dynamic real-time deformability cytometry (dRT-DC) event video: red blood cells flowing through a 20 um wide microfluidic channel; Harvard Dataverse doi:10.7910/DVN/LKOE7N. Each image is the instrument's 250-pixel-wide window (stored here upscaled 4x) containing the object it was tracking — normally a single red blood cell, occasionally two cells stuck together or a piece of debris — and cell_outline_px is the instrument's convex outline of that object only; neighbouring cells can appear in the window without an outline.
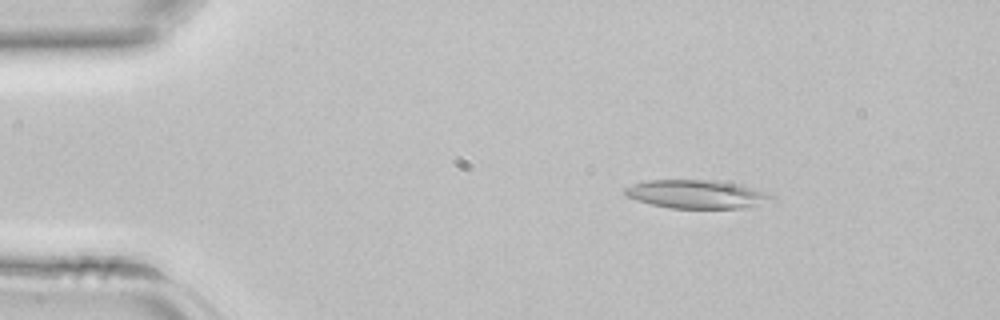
{"species": "common noctule bat (a hibernating species)", "species_latin": "Nyctalus noctula", "temperature_condition": "room temperature", "stored_images_in_passage": 42, "camera_frame_rate_fps": 3000, "um_per_image_px": 0.085, "animal": {"sex": "female", "body_mass_g": 22.7, "forearm_length_mm": 54.2}, "frame": {"image": 1, "passage_image": 7, "time_ms": 2.0, "image_size_px": [1000, 320], "cell_outline_px": [[776, 200], [740, 208], [668, 208], [636, 200], [628, 196], [624, 192], [624, 188], [632, 184], [648, 180], [712, 180], [736, 184], [764, 192], [776, 196]], "centroid_in_image_um": [59.19, 16.51], "position_along_channel_um": 25.8, "area_um2": 24.04}}
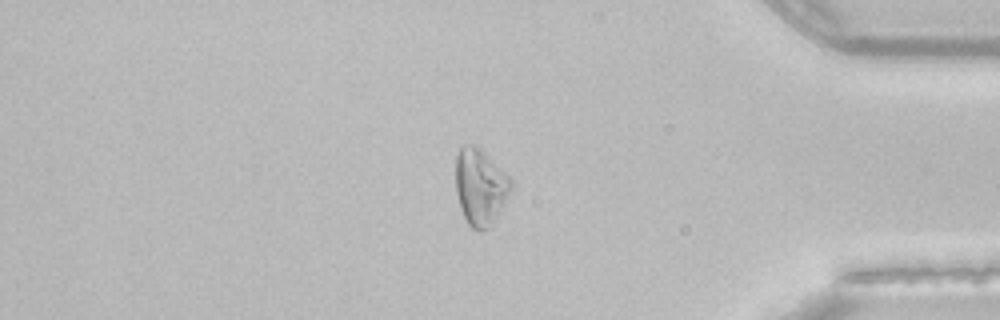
{"frame": {"image": 2, "passage_image": 36, "time_ms": 11.667, "image_size_px": [1000, 320], "cell_outline_px": [[512, 188], [492, 224], [488, 228], [480, 232], [472, 228], [468, 224], [460, 208], [456, 192], [456, 152], [464, 144], [476, 144], [512, 176]], "centroid_in_image_um": [40.83, 15.83], "position_along_channel_um": 394.4, "area_um2": 25.03}}
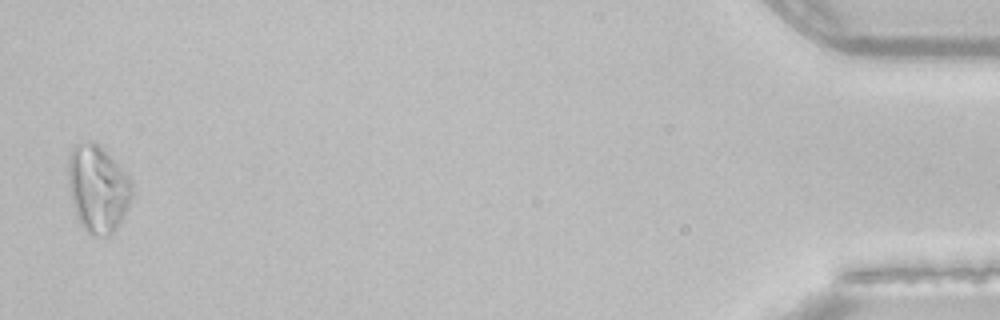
{"frame": {"image": 3, "passage_image": 42, "time_ms": 13.667, "image_size_px": [1000, 320], "cell_outline_px": [[132, 192], [128, 208], [120, 224], [108, 236], [92, 236], [80, 224], [76, 216], [72, 204], [68, 188], [68, 156], [72, 144], [80, 140], [88, 140], [96, 144], [132, 180]], "centroid_in_image_um": [8.26, 16.04], "position_along_channel_um": 426.9, "area_um2": 32.54}}